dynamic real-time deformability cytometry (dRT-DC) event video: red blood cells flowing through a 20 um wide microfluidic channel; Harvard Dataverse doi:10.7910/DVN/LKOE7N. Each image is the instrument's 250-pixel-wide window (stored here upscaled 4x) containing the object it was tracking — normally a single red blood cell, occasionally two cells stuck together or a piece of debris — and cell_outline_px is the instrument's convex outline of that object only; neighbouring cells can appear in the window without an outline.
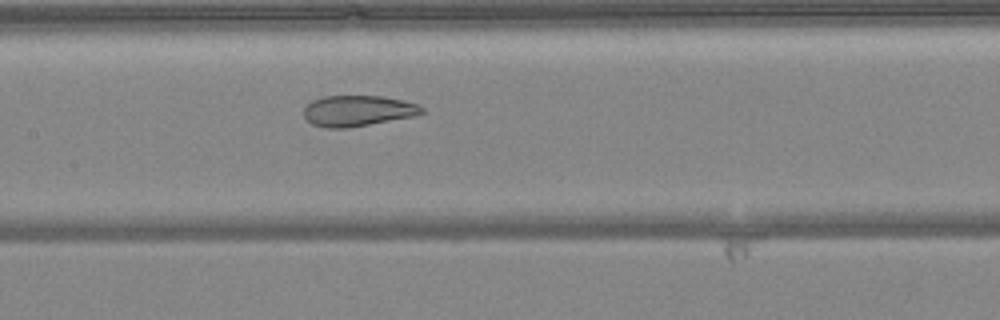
{"species": "common noctule bat (a hibernating species)", "species_latin": "Nyctalus noctula", "temperature_condition": "warm", "stored_images_in_passage": 50, "camera_frame_rate_fps": 3000, "um_per_image_px": 0.085, "animal": {"sex": "female", "body_mass_g": 24.6, "forearm_length_mm": 56.2}, "frame": {"image": 1, "passage_image": 24, "time_ms": 7.667, "image_size_px": [1000, 320], "cell_outline_px": [[424, 112], [416, 116], [344, 128], [324, 128], [312, 124], [304, 116], [304, 108], [312, 100], [324, 96], [384, 96], [416, 104], [424, 108]], "centroid_in_image_um": [30.4, 9.41], "position_along_channel_um": 177.0, "area_um2": 21.04}}
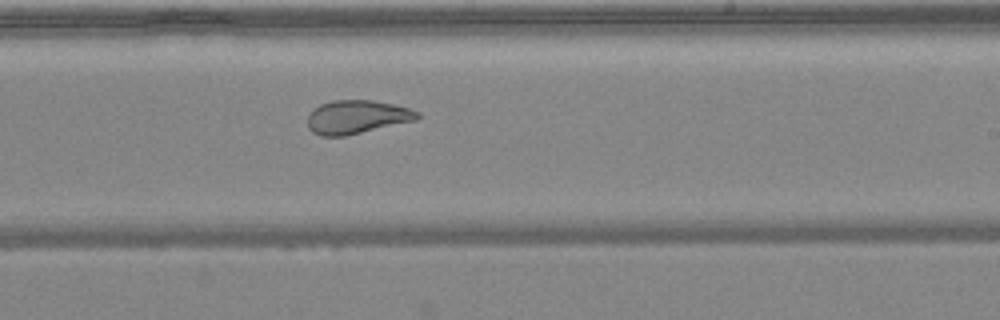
{"frame": {"image": 2, "passage_image": 30, "time_ms": 9.667, "image_size_px": [1000, 320], "cell_outline_px": [[420, 116], [416, 120], [344, 136], [320, 136], [312, 132], [308, 128], [308, 112], [320, 104], [332, 100], [372, 100], [392, 104], [408, 108], [420, 112]], "centroid_in_image_um": [30.3, 9.94], "position_along_channel_um": 258.7, "area_um2": 21.44}}
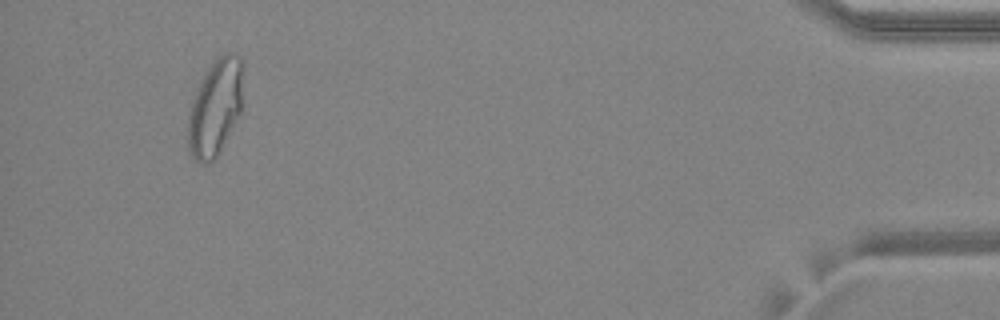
{"frame": {"image": 3, "passage_image": 47, "time_ms": 15.333, "image_size_px": [1000, 320], "cell_outline_px": [[244, 68], [240, 112], [216, 160], [200, 164], [192, 160], [188, 152], [188, 116], [196, 88], [204, 72], [212, 60], [224, 52], [232, 52], [240, 56], [244, 60]], "centroid_in_image_um": [18.3, 9.1], "position_along_channel_um": 416.9, "area_um2": 31.79}, "authors_computed_cell_mechanics": {"area_um2": 27.5128, "velocity_mm_per_s": 4.099, "shape_relaxation_time_tau1_ms": null, "shape_relaxation_time_tau2_ms": 1.0574, "deformation_change_tau1": null, "deformation_change_tau2": 0.0766}}